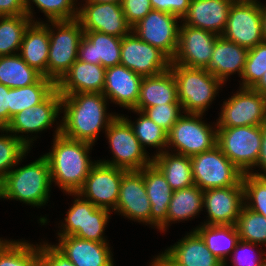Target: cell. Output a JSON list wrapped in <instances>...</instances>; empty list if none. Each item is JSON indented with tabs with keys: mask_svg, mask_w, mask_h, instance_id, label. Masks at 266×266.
Here are the masks:
<instances>
[{
	"mask_svg": "<svg viewBox=\"0 0 266 266\" xmlns=\"http://www.w3.org/2000/svg\"><path fill=\"white\" fill-rule=\"evenodd\" d=\"M113 159L98 160L104 164L126 171H139L152 164L153 158L148 156L129 123L118 115L105 131Z\"/></svg>",
	"mask_w": 266,
	"mask_h": 266,
	"instance_id": "8992f818",
	"label": "cell"
},
{
	"mask_svg": "<svg viewBox=\"0 0 266 266\" xmlns=\"http://www.w3.org/2000/svg\"><path fill=\"white\" fill-rule=\"evenodd\" d=\"M233 3H256V4H262L259 3L257 0H231Z\"/></svg>",
	"mask_w": 266,
	"mask_h": 266,
	"instance_id": "6f0895ef",
	"label": "cell"
},
{
	"mask_svg": "<svg viewBox=\"0 0 266 266\" xmlns=\"http://www.w3.org/2000/svg\"><path fill=\"white\" fill-rule=\"evenodd\" d=\"M248 50V48L219 36L215 41L212 57L206 70L217 77L223 84L235 72L241 78Z\"/></svg>",
	"mask_w": 266,
	"mask_h": 266,
	"instance_id": "4316f807",
	"label": "cell"
},
{
	"mask_svg": "<svg viewBox=\"0 0 266 266\" xmlns=\"http://www.w3.org/2000/svg\"><path fill=\"white\" fill-rule=\"evenodd\" d=\"M29 149L23 141L12 133L11 135H0V183L13 167L15 168L24 159Z\"/></svg>",
	"mask_w": 266,
	"mask_h": 266,
	"instance_id": "60d3db41",
	"label": "cell"
},
{
	"mask_svg": "<svg viewBox=\"0 0 266 266\" xmlns=\"http://www.w3.org/2000/svg\"><path fill=\"white\" fill-rule=\"evenodd\" d=\"M221 36L248 49L264 41L262 4L233 3L229 10L226 28Z\"/></svg>",
	"mask_w": 266,
	"mask_h": 266,
	"instance_id": "5bb4252c",
	"label": "cell"
},
{
	"mask_svg": "<svg viewBox=\"0 0 266 266\" xmlns=\"http://www.w3.org/2000/svg\"><path fill=\"white\" fill-rule=\"evenodd\" d=\"M231 0H190L183 24L221 36L226 28Z\"/></svg>",
	"mask_w": 266,
	"mask_h": 266,
	"instance_id": "d4e9b609",
	"label": "cell"
},
{
	"mask_svg": "<svg viewBox=\"0 0 266 266\" xmlns=\"http://www.w3.org/2000/svg\"><path fill=\"white\" fill-rule=\"evenodd\" d=\"M122 38L98 31H84L78 50V60L102 65H120Z\"/></svg>",
	"mask_w": 266,
	"mask_h": 266,
	"instance_id": "603a6c76",
	"label": "cell"
},
{
	"mask_svg": "<svg viewBox=\"0 0 266 266\" xmlns=\"http://www.w3.org/2000/svg\"><path fill=\"white\" fill-rule=\"evenodd\" d=\"M30 1L45 14L48 21H69L78 17L79 8H75L77 0H25L27 15L33 22L39 21L32 19L34 15Z\"/></svg>",
	"mask_w": 266,
	"mask_h": 266,
	"instance_id": "ab89813d",
	"label": "cell"
},
{
	"mask_svg": "<svg viewBox=\"0 0 266 266\" xmlns=\"http://www.w3.org/2000/svg\"><path fill=\"white\" fill-rule=\"evenodd\" d=\"M149 266H181L175 262L165 251L159 256L154 258Z\"/></svg>",
	"mask_w": 266,
	"mask_h": 266,
	"instance_id": "f5cc1de1",
	"label": "cell"
},
{
	"mask_svg": "<svg viewBox=\"0 0 266 266\" xmlns=\"http://www.w3.org/2000/svg\"><path fill=\"white\" fill-rule=\"evenodd\" d=\"M54 245L75 266H114L109 242L84 240L76 236H58Z\"/></svg>",
	"mask_w": 266,
	"mask_h": 266,
	"instance_id": "7402d4cb",
	"label": "cell"
},
{
	"mask_svg": "<svg viewBox=\"0 0 266 266\" xmlns=\"http://www.w3.org/2000/svg\"><path fill=\"white\" fill-rule=\"evenodd\" d=\"M203 209V190L196 185L173 191L167 212V227L171 222L190 220Z\"/></svg>",
	"mask_w": 266,
	"mask_h": 266,
	"instance_id": "836d02e7",
	"label": "cell"
},
{
	"mask_svg": "<svg viewBox=\"0 0 266 266\" xmlns=\"http://www.w3.org/2000/svg\"><path fill=\"white\" fill-rule=\"evenodd\" d=\"M183 109L180 103H167L147 107L142 112L165 132H169L172 126L183 115Z\"/></svg>",
	"mask_w": 266,
	"mask_h": 266,
	"instance_id": "ee69618b",
	"label": "cell"
},
{
	"mask_svg": "<svg viewBox=\"0 0 266 266\" xmlns=\"http://www.w3.org/2000/svg\"><path fill=\"white\" fill-rule=\"evenodd\" d=\"M48 23L50 44L47 78L57 83L78 59L79 44L84 36V30L77 19ZM50 26L57 30L56 33Z\"/></svg>",
	"mask_w": 266,
	"mask_h": 266,
	"instance_id": "5b68a950",
	"label": "cell"
},
{
	"mask_svg": "<svg viewBox=\"0 0 266 266\" xmlns=\"http://www.w3.org/2000/svg\"><path fill=\"white\" fill-rule=\"evenodd\" d=\"M132 112L138 113L139 117L136 122H132L127 117L122 116L131 126L134 135L139 140L141 146H153L158 148L157 154L166 151L167 147V136L168 133L165 132L161 127H159L155 122L149 119L142 111L133 110ZM164 150V151H163Z\"/></svg>",
	"mask_w": 266,
	"mask_h": 266,
	"instance_id": "8d00e7d4",
	"label": "cell"
},
{
	"mask_svg": "<svg viewBox=\"0 0 266 266\" xmlns=\"http://www.w3.org/2000/svg\"><path fill=\"white\" fill-rule=\"evenodd\" d=\"M190 158L194 183L201 190L243 186V173L224 155L218 145Z\"/></svg>",
	"mask_w": 266,
	"mask_h": 266,
	"instance_id": "52a82bcc",
	"label": "cell"
},
{
	"mask_svg": "<svg viewBox=\"0 0 266 266\" xmlns=\"http://www.w3.org/2000/svg\"><path fill=\"white\" fill-rule=\"evenodd\" d=\"M261 140L260 125L217 128V145L243 174L255 167Z\"/></svg>",
	"mask_w": 266,
	"mask_h": 266,
	"instance_id": "ba28073f",
	"label": "cell"
},
{
	"mask_svg": "<svg viewBox=\"0 0 266 266\" xmlns=\"http://www.w3.org/2000/svg\"><path fill=\"white\" fill-rule=\"evenodd\" d=\"M170 70L176 82L178 101L184 114H203L224 85L206 69L189 68L171 61Z\"/></svg>",
	"mask_w": 266,
	"mask_h": 266,
	"instance_id": "277c9868",
	"label": "cell"
},
{
	"mask_svg": "<svg viewBox=\"0 0 266 266\" xmlns=\"http://www.w3.org/2000/svg\"><path fill=\"white\" fill-rule=\"evenodd\" d=\"M143 178L151 203L150 225L163 232L167 229V212L173 190L153 163L143 168Z\"/></svg>",
	"mask_w": 266,
	"mask_h": 266,
	"instance_id": "484cf974",
	"label": "cell"
},
{
	"mask_svg": "<svg viewBox=\"0 0 266 266\" xmlns=\"http://www.w3.org/2000/svg\"><path fill=\"white\" fill-rule=\"evenodd\" d=\"M56 83L42 76L36 83L9 90V123L14 115L41 103L54 89Z\"/></svg>",
	"mask_w": 266,
	"mask_h": 266,
	"instance_id": "d6a6232c",
	"label": "cell"
},
{
	"mask_svg": "<svg viewBox=\"0 0 266 266\" xmlns=\"http://www.w3.org/2000/svg\"><path fill=\"white\" fill-rule=\"evenodd\" d=\"M266 72V41L248 50L240 87L253 88Z\"/></svg>",
	"mask_w": 266,
	"mask_h": 266,
	"instance_id": "7bdbcfd3",
	"label": "cell"
},
{
	"mask_svg": "<svg viewBox=\"0 0 266 266\" xmlns=\"http://www.w3.org/2000/svg\"><path fill=\"white\" fill-rule=\"evenodd\" d=\"M92 146L62 135L59 125L55 130L53 148L44 154L49 164L51 181L66 193H77L95 164L88 155Z\"/></svg>",
	"mask_w": 266,
	"mask_h": 266,
	"instance_id": "7a4b0ae2",
	"label": "cell"
},
{
	"mask_svg": "<svg viewBox=\"0 0 266 266\" xmlns=\"http://www.w3.org/2000/svg\"><path fill=\"white\" fill-rule=\"evenodd\" d=\"M143 76L123 65L106 68L102 94L109 101L132 110L138 102Z\"/></svg>",
	"mask_w": 266,
	"mask_h": 266,
	"instance_id": "44dd1931",
	"label": "cell"
},
{
	"mask_svg": "<svg viewBox=\"0 0 266 266\" xmlns=\"http://www.w3.org/2000/svg\"><path fill=\"white\" fill-rule=\"evenodd\" d=\"M126 172L121 168L95 161L77 194L96 207L113 211L119 197L120 183Z\"/></svg>",
	"mask_w": 266,
	"mask_h": 266,
	"instance_id": "4fadbf2b",
	"label": "cell"
},
{
	"mask_svg": "<svg viewBox=\"0 0 266 266\" xmlns=\"http://www.w3.org/2000/svg\"><path fill=\"white\" fill-rule=\"evenodd\" d=\"M260 127L262 133L261 148L255 166H257L258 168L260 167L261 170H263V173H261V171L260 173H254L253 171H249L248 173L251 175L266 174V120L260 125Z\"/></svg>",
	"mask_w": 266,
	"mask_h": 266,
	"instance_id": "816d5d0a",
	"label": "cell"
},
{
	"mask_svg": "<svg viewBox=\"0 0 266 266\" xmlns=\"http://www.w3.org/2000/svg\"><path fill=\"white\" fill-rule=\"evenodd\" d=\"M178 101L177 82L170 69L160 74L143 77L140 95L133 110L143 111L147 107Z\"/></svg>",
	"mask_w": 266,
	"mask_h": 266,
	"instance_id": "83f0119b",
	"label": "cell"
},
{
	"mask_svg": "<svg viewBox=\"0 0 266 266\" xmlns=\"http://www.w3.org/2000/svg\"><path fill=\"white\" fill-rule=\"evenodd\" d=\"M171 59L149 43L142 41L133 31L122 38L120 65L143 77L160 74L170 69Z\"/></svg>",
	"mask_w": 266,
	"mask_h": 266,
	"instance_id": "9a60e30c",
	"label": "cell"
},
{
	"mask_svg": "<svg viewBox=\"0 0 266 266\" xmlns=\"http://www.w3.org/2000/svg\"><path fill=\"white\" fill-rule=\"evenodd\" d=\"M175 15L151 10L132 27V31L144 42L159 48L171 60L179 45V22Z\"/></svg>",
	"mask_w": 266,
	"mask_h": 266,
	"instance_id": "2e32d148",
	"label": "cell"
},
{
	"mask_svg": "<svg viewBox=\"0 0 266 266\" xmlns=\"http://www.w3.org/2000/svg\"><path fill=\"white\" fill-rule=\"evenodd\" d=\"M203 115H182L168 132L167 148L172 146L176 153L192 157L216 146L217 127L201 121Z\"/></svg>",
	"mask_w": 266,
	"mask_h": 266,
	"instance_id": "9c48e42d",
	"label": "cell"
},
{
	"mask_svg": "<svg viewBox=\"0 0 266 266\" xmlns=\"http://www.w3.org/2000/svg\"><path fill=\"white\" fill-rule=\"evenodd\" d=\"M85 1H93V2H99V3H117V4H122L123 0H85Z\"/></svg>",
	"mask_w": 266,
	"mask_h": 266,
	"instance_id": "9f6ffc18",
	"label": "cell"
},
{
	"mask_svg": "<svg viewBox=\"0 0 266 266\" xmlns=\"http://www.w3.org/2000/svg\"><path fill=\"white\" fill-rule=\"evenodd\" d=\"M0 266H40L39 245L12 240L0 253Z\"/></svg>",
	"mask_w": 266,
	"mask_h": 266,
	"instance_id": "f35d334b",
	"label": "cell"
},
{
	"mask_svg": "<svg viewBox=\"0 0 266 266\" xmlns=\"http://www.w3.org/2000/svg\"><path fill=\"white\" fill-rule=\"evenodd\" d=\"M121 5L125 18L132 27L153 10L150 0H123Z\"/></svg>",
	"mask_w": 266,
	"mask_h": 266,
	"instance_id": "bcb514c9",
	"label": "cell"
},
{
	"mask_svg": "<svg viewBox=\"0 0 266 266\" xmlns=\"http://www.w3.org/2000/svg\"><path fill=\"white\" fill-rule=\"evenodd\" d=\"M151 203L146 194L143 169L127 171L121 180L119 197L114 212L130 220L150 224Z\"/></svg>",
	"mask_w": 266,
	"mask_h": 266,
	"instance_id": "d6986e66",
	"label": "cell"
},
{
	"mask_svg": "<svg viewBox=\"0 0 266 266\" xmlns=\"http://www.w3.org/2000/svg\"><path fill=\"white\" fill-rule=\"evenodd\" d=\"M50 36L48 23L32 22L26 29L19 55L44 77H47V63Z\"/></svg>",
	"mask_w": 266,
	"mask_h": 266,
	"instance_id": "f1b7e54d",
	"label": "cell"
},
{
	"mask_svg": "<svg viewBox=\"0 0 266 266\" xmlns=\"http://www.w3.org/2000/svg\"><path fill=\"white\" fill-rule=\"evenodd\" d=\"M85 2V5L79 7L77 17L84 31H98L119 38L132 32L121 4Z\"/></svg>",
	"mask_w": 266,
	"mask_h": 266,
	"instance_id": "e0dca14e",
	"label": "cell"
},
{
	"mask_svg": "<svg viewBox=\"0 0 266 266\" xmlns=\"http://www.w3.org/2000/svg\"><path fill=\"white\" fill-rule=\"evenodd\" d=\"M40 266H75L54 245L45 243L39 245Z\"/></svg>",
	"mask_w": 266,
	"mask_h": 266,
	"instance_id": "7dc6e473",
	"label": "cell"
},
{
	"mask_svg": "<svg viewBox=\"0 0 266 266\" xmlns=\"http://www.w3.org/2000/svg\"><path fill=\"white\" fill-rule=\"evenodd\" d=\"M165 252L181 266H224L210 252L195 230L187 233L177 244L168 247Z\"/></svg>",
	"mask_w": 266,
	"mask_h": 266,
	"instance_id": "f546056e",
	"label": "cell"
},
{
	"mask_svg": "<svg viewBox=\"0 0 266 266\" xmlns=\"http://www.w3.org/2000/svg\"><path fill=\"white\" fill-rule=\"evenodd\" d=\"M27 15L25 0H0V16Z\"/></svg>",
	"mask_w": 266,
	"mask_h": 266,
	"instance_id": "681fc988",
	"label": "cell"
},
{
	"mask_svg": "<svg viewBox=\"0 0 266 266\" xmlns=\"http://www.w3.org/2000/svg\"><path fill=\"white\" fill-rule=\"evenodd\" d=\"M11 241L9 240H3L0 238V253L4 250V248L10 243Z\"/></svg>",
	"mask_w": 266,
	"mask_h": 266,
	"instance_id": "680465c9",
	"label": "cell"
},
{
	"mask_svg": "<svg viewBox=\"0 0 266 266\" xmlns=\"http://www.w3.org/2000/svg\"><path fill=\"white\" fill-rule=\"evenodd\" d=\"M61 105V95L55 88L41 103L14 115L6 128H0V132L13 133L30 148L34 139L18 134L38 133L51 127L60 115Z\"/></svg>",
	"mask_w": 266,
	"mask_h": 266,
	"instance_id": "7c38bea8",
	"label": "cell"
},
{
	"mask_svg": "<svg viewBox=\"0 0 266 266\" xmlns=\"http://www.w3.org/2000/svg\"><path fill=\"white\" fill-rule=\"evenodd\" d=\"M235 227L241 241L266 244V217L245 205L236 220Z\"/></svg>",
	"mask_w": 266,
	"mask_h": 266,
	"instance_id": "74e56055",
	"label": "cell"
},
{
	"mask_svg": "<svg viewBox=\"0 0 266 266\" xmlns=\"http://www.w3.org/2000/svg\"><path fill=\"white\" fill-rule=\"evenodd\" d=\"M262 34L266 41V6L262 5Z\"/></svg>",
	"mask_w": 266,
	"mask_h": 266,
	"instance_id": "11a10c76",
	"label": "cell"
},
{
	"mask_svg": "<svg viewBox=\"0 0 266 266\" xmlns=\"http://www.w3.org/2000/svg\"><path fill=\"white\" fill-rule=\"evenodd\" d=\"M32 22L28 15L0 16V56L20 51L25 31Z\"/></svg>",
	"mask_w": 266,
	"mask_h": 266,
	"instance_id": "d590c367",
	"label": "cell"
},
{
	"mask_svg": "<svg viewBox=\"0 0 266 266\" xmlns=\"http://www.w3.org/2000/svg\"><path fill=\"white\" fill-rule=\"evenodd\" d=\"M242 184L245 206L266 217V174L244 173Z\"/></svg>",
	"mask_w": 266,
	"mask_h": 266,
	"instance_id": "b9f144b4",
	"label": "cell"
},
{
	"mask_svg": "<svg viewBox=\"0 0 266 266\" xmlns=\"http://www.w3.org/2000/svg\"><path fill=\"white\" fill-rule=\"evenodd\" d=\"M256 246L258 245L255 243L240 240L232 251L234 255H232L231 263H233L234 266H263L266 263V257H264L266 252H263V250L259 251L257 253L260 254V257H254L251 251H254L253 249ZM249 252H251V255Z\"/></svg>",
	"mask_w": 266,
	"mask_h": 266,
	"instance_id": "f6af8a7d",
	"label": "cell"
},
{
	"mask_svg": "<svg viewBox=\"0 0 266 266\" xmlns=\"http://www.w3.org/2000/svg\"><path fill=\"white\" fill-rule=\"evenodd\" d=\"M62 98L61 134L78 141L94 145L103 129L107 130L109 124L118 114L107 113L108 99L102 93H74L60 94Z\"/></svg>",
	"mask_w": 266,
	"mask_h": 266,
	"instance_id": "6da1fadb",
	"label": "cell"
},
{
	"mask_svg": "<svg viewBox=\"0 0 266 266\" xmlns=\"http://www.w3.org/2000/svg\"><path fill=\"white\" fill-rule=\"evenodd\" d=\"M152 158V163L162 172L173 191L195 185L190 157L166 150Z\"/></svg>",
	"mask_w": 266,
	"mask_h": 266,
	"instance_id": "4dcf8cb0",
	"label": "cell"
},
{
	"mask_svg": "<svg viewBox=\"0 0 266 266\" xmlns=\"http://www.w3.org/2000/svg\"><path fill=\"white\" fill-rule=\"evenodd\" d=\"M194 230L204 240L210 252L224 265H227V257L232 253L240 241L235 225H200Z\"/></svg>",
	"mask_w": 266,
	"mask_h": 266,
	"instance_id": "1f68e13d",
	"label": "cell"
},
{
	"mask_svg": "<svg viewBox=\"0 0 266 266\" xmlns=\"http://www.w3.org/2000/svg\"><path fill=\"white\" fill-rule=\"evenodd\" d=\"M218 37L211 31L180 25L179 45L172 62L189 68L207 69Z\"/></svg>",
	"mask_w": 266,
	"mask_h": 266,
	"instance_id": "ac0fdd59",
	"label": "cell"
},
{
	"mask_svg": "<svg viewBox=\"0 0 266 266\" xmlns=\"http://www.w3.org/2000/svg\"><path fill=\"white\" fill-rule=\"evenodd\" d=\"M43 75L30 67L19 55L0 56V83L8 88H20L36 83Z\"/></svg>",
	"mask_w": 266,
	"mask_h": 266,
	"instance_id": "e575fe53",
	"label": "cell"
},
{
	"mask_svg": "<svg viewBox=\"0 0 266 266\" xmlns=\"http://www.w3.org/2000/svg\"><path fill=\"white\" fill-rule=\"evenodd\" d=\"M244 201L243 186L213 188L203 191V207L208 213V220L204 224L235 225L245 205Z\"/></svg>",
	"mask_w": 266,
	"mask_h": 266,
	"instance_id": "ffe728a7",
	"label": "cell"
},
{
	"mask_svg": "<svg viewBox=\"0 0 266 266\" xmlns=\"http://www.w3.org/2000/svg\"><path fill=\"white\" fill-rule=\"evenodd\" d=\"M221 109L217 128L258 126L266 120V97L253 88L240 87Z\"/></svg>",
	"mask_w": 266,
	"mask_h": 266,
	"instance_id": "8fae6325",
	"label": "cell"
},
{
	"mask_svg": "<svg viewBox=\"0 0 266 266\" xmlns=\"http://www.w3.org/2000/svg\"><path fill=\"white\" fill-rule=\"evenodd\" d=\"M75 197L72 207L67 211L63 229L58 236H76L84 240L106 242L105 227L111 211L94 206L77 193H68Z\"/></svg>",
	"mask_w": 266,
	"mask_h": 266,
	"instance_id": "30bf717a",
	"label": "cell"
},
{
	"mask_svg": "<svg viewBox=\"0 0 266 266\" xmlns=\"http://www.w3.org/2000/svg\"><path fill=\"white\" fill-rule=\"evenodd\" d=\"M254 90L261 93L263 96L266 97V72L263 73L262 78L260 81L253 87Z\"/></svg>",
	"mask_w": 266,
	"mask_h": 266,
	"instance_id": "db71d44e",
	"label": "cell"
},
{
	"mask_svg": "<svg viewBox=\"0 0 266 266\" xmlns=\"http://www.w3.org/2000/svg\"><path fill=\"white\" fill-rule=\"evenodd\" d=\"M9 90L0 83V128H6L9 124Z\"/></svg>",
	"mask_w": 266,
	"mask_h": 266,
	"instance_id": "f907efd6",
	"label": "cell"
},
{
	"mask_svg": "<svg viewBox=\"0 0 266 266\" xmlns=\"http://www.w3.org/2000/svg\"><path fill=\"white\" fill-rule=\"evenodd\" d=\"M153 10L169 13L182 19L189 8L190 0H150Z\"/></svg>",
	"mask_w": 266,
	"mask_h": 266,
	"instance_id": "c3c4849f",
	"label": "cell"
},
{
	"mask_svg": "<svg viewBox=\"0 0 266 266\" xmlns=\"http://www.w3.org/2000/svg\"><path fill=\"white\" fill-rule=\"evenodd\" d=\"M102 65L76 60L56 83L60 94L102 93L105 84Z\"/></svg>",
	"mask_w": 266,
	"mask_h": 266,
	"instance_id": "cb8c5ba5",
	"label": "cell"
},
{
	"mask_svg": "<svg viewBox=\"0 0 266 266\" xmlns=\"http://www.w3.org/2000/svg\"><path fill=\"white\" fill-rule=\"evenodd\" d=\"M51 185L49 164L43 155L6 175L0 183V199L19 200L34 207H41L48 203Z\"/></svg>",
	"mask_w": 266,
	"mask_h": 266,
	"instance_id": "3957f363",
	"label": "cell"
}]
</instances>
